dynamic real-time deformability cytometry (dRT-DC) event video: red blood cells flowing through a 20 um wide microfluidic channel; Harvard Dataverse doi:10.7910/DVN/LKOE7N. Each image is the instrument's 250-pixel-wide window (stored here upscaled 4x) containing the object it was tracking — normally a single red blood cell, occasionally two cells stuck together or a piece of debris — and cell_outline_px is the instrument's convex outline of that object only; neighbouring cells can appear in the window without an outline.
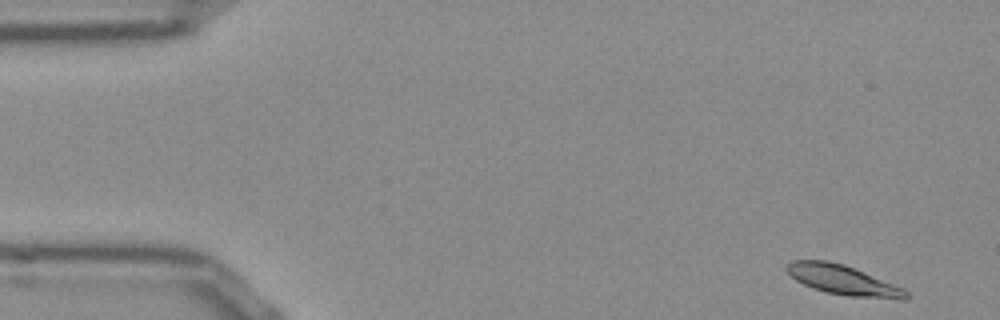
{"species": "Egyptian fruit bat (a non-hibernating species)", "species_latin": "Rousettus aegyptiacus", "temperature_condition": "room temperature", "stored_images_in_passage": 51, "camera_frame_rate_fps": 3000, "um_per_image_px": 0.085, "frame": {"image": 1, "passage_image": 1, "time_ms": 0.0, "image_size_px": [1000, 320], "cell_outline_px": [[908, 300], [900, 300], [848, 296], [828, 292], [812, 288], [796, 280], [784, 268], [792, 260], [828, 260], [844, 264], [904, 288], [908, 292]], "centroid_in_image_um": [71.69, 23.81], "position_along_channel_um": 13.3, "area_um2": 20.69}}
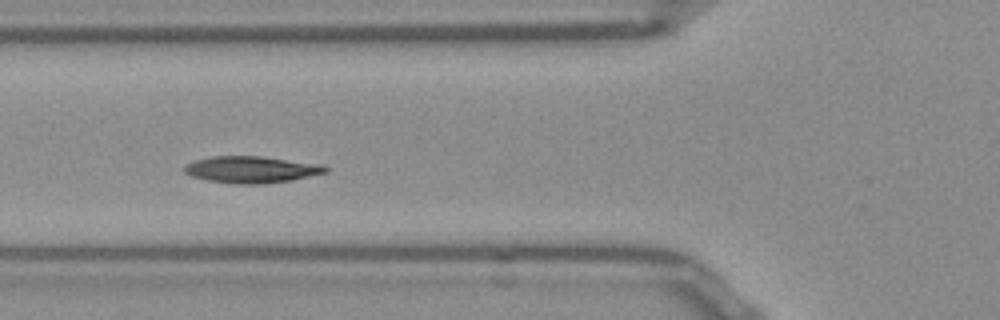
{"frame": {"image": 2, "passage_image": 17, "time_ms": 5.333, "image_size_px": [1000, 320], "cell_outline_px": [[328, 172], [292, 180], [264, 184], [232, 184], [208, 180], [192, 176], [184, 172], [184, 168], [188, 164], [196, 160], [212, 156], [260, 156], [324, 164], [328, 168]], "centroid_in_image_um": [21.42, 14.41], "position_along_channel_um": 104.4, "area_um2": 22.02}}
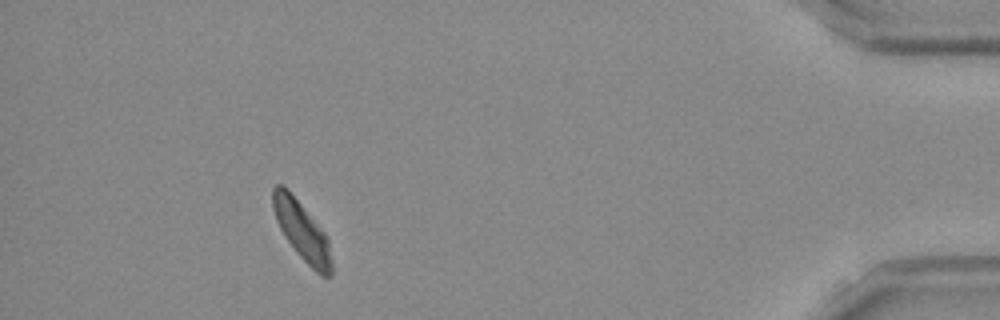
{"frame": {"image": 3, "passage_image": 46, "time_ms": 15.0, "image_size_px": [1000, 320], "cell_outline_px": [[332, 276], [320, 276], [296, 252], [280, 228], [276, 220], [272, 208], [272, 188], [276, 184], [284, 184], [324, 232], [328, 240], [332, 264]], "centroid_in_image_um": [25.65, 19.61], "position_along_channel_um": 409.6, "area_um2": 19.88}, "authors_computed_cell_mechanics": {"area_um2": 20.6924, "velocity_mm_per_s": 3.7927, "shape_relaxation_time_tau1_ms": 2.255, "shape_relaxation_time_tau2_ms": 10.8555, "deformation_change_tau1": 0.109, "deformation_change_tau2": 0.1397}}